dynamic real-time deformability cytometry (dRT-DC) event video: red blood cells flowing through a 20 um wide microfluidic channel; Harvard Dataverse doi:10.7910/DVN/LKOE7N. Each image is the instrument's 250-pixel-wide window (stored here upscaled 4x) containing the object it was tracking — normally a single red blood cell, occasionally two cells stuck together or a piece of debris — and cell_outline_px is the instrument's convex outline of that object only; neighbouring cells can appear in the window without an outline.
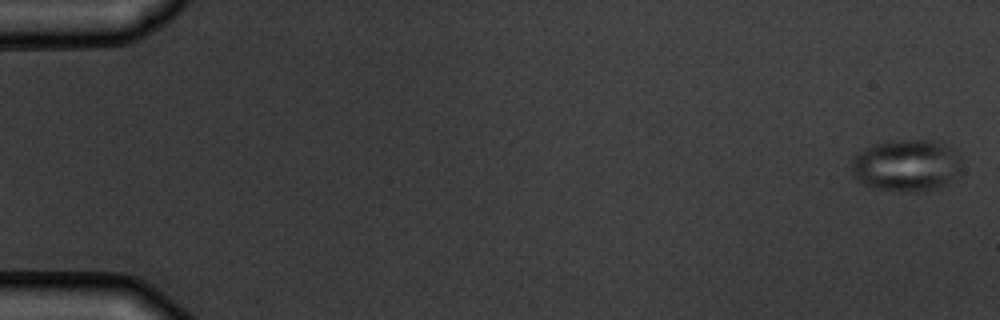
{"species": "common noctule bat (a hibernating species)", "species_latin": "Nyctalus noctula", "temperature_condition": "warm", "stored_images_in_passage": 5, "camera_frame_rate_fps": 3000, "um_per_image_px": 0.085, "animal": {"sex": "male", "body_mass_g": 19.5, "forearm_length_mm": 54.6}, "frame": {"image": 1, "passage_image": 1, "time_ms": 0.0, "image_size_px": [1000, 320], "cell_outline_px": [[960, 160], [956, 172], [952, 180], [936, 188], [916, 192], [876, 188], [864, 184], [856, 180], [852, 172], [852, 156], [872, 144], [900, 140], [936, 140], [948, 144], [956, 152]], "centroid_in_image_um": [77.01, 14.03], "position_along_channel_um": 8.0, "area_um2": 33.06}}